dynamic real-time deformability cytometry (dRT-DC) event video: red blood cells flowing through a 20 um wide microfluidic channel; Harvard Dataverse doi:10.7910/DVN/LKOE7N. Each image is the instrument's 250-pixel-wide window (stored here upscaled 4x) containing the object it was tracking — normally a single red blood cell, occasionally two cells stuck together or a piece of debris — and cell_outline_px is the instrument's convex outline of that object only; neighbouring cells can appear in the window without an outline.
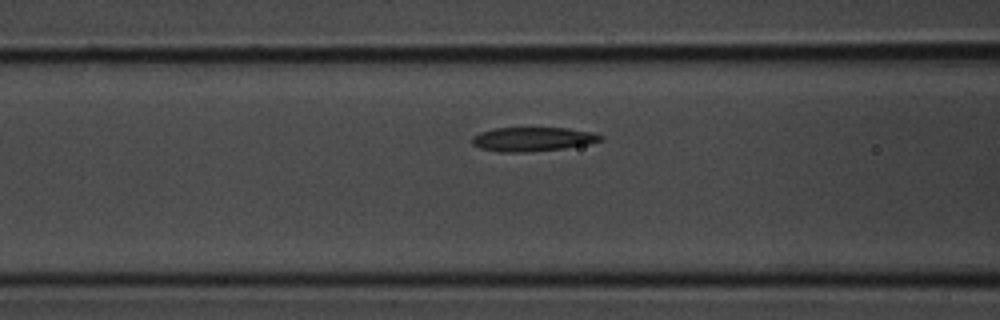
{"species": "common noctule bat (a hibernating species)", "species_latin": "Nyctalus noctula", "temperature_condition": "room temperature", "stored_images_in_passage": 6, "camera_frame_rate_fps": 3000, "um_per_image_px": 0.085, "animal": {"sex": "male", "body_mass_g": 20.1, "forearm_length_mm": 53.5}, "frame": {"image": 1, "passage_image": 4, "time_ms": 1.0, "image_size_px": [1000, 320], "cell_outline_px": [[604, 140], [588, 144], [564, 148], [524, 152], [496, 152], [480, 148], [472, 144], [472, 136], [480, 132], [496, 128], [568, 128], [592, 132], [604, 136]], "centroid_in_image_um": [45.28, 11.83], "position_along_channel_um": 121.3, "area_um2": 18.09}}